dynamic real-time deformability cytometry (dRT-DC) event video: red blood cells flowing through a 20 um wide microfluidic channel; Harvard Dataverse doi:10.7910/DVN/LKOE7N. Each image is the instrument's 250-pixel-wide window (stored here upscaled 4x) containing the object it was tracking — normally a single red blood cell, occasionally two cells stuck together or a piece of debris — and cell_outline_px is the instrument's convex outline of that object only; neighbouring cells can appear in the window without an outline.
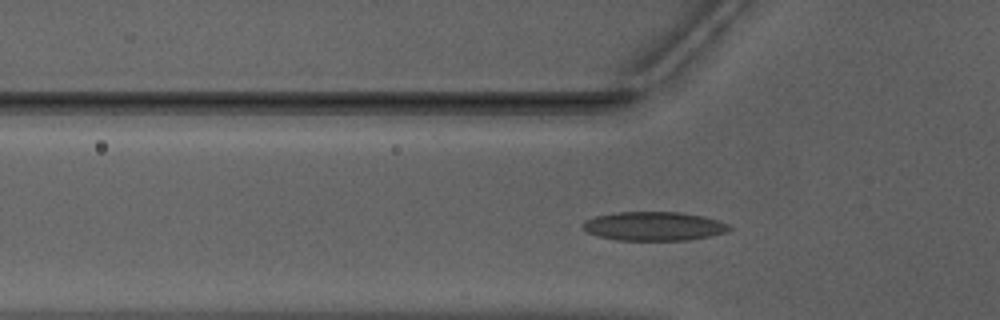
{"species": "Egyptian fruit bat (a non-hibernating species)", "species_latin": "Rousettus aegyptiacus", "temperature_condition": "warm", "stored_images_in_passage": 48, "camera_frame_rate_fps": 3000, "um_per_image_px": 0.085, "animal": {"sex": "male"}, "frame": {"image": 1, "passage_image": 13, "time_ms": 4.0, "image_size_px": [1000, 320], "cell_outline_px": [[732, 228], [728, 232], [688, 240], [616, 240], [596, 236], [580, 228], [580, 224], [584, 220], [596, 216], [616, 212], [680, 212], [704, 216], [728, 224]], "centroid_in_image_um": [55.53, 19.22], "position_along_channel_um": 70.3, "area_um2": 24.85}}
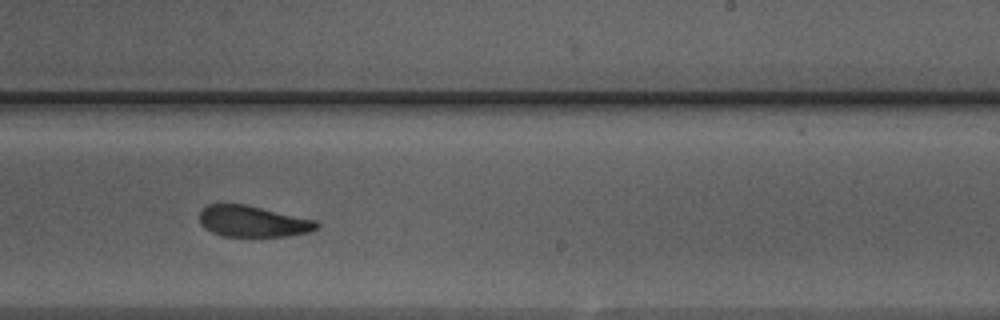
{"frame": {"image": 2, "passage_image": 28, "time_ms": 9.0, "image_size_px": [1000, 320], "cell_outline_px": [[320, 224], [316, 228], [308, 232], [288, 236], [220, 236], [204, 228], [200, 224], [200, 212], [208, 204], [244, 204], [316, 220]], "centroid_in_image_um": [21.47, 18.82], "position_along_channel_um": 267.5, "area_um2": 21.15}}
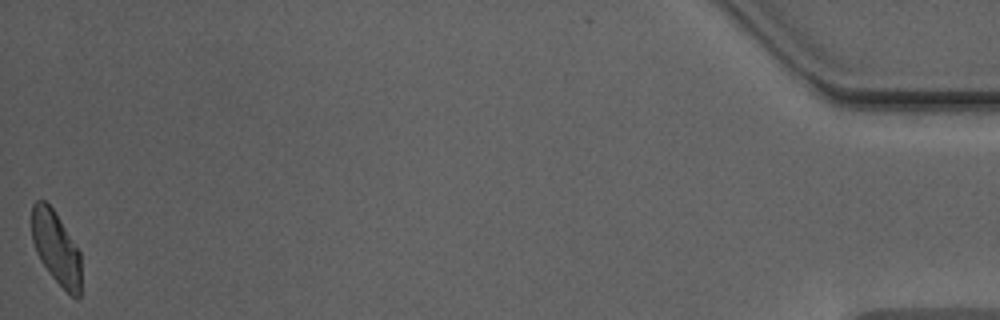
{"frame": {"image": 3, "passage_image": 48, "time_ms": 15.667, "image_size_px": [1000, 320], "cell_outline_px": [[80, 296], [72, 296], [48, 272], [40, 260], [36, 252], [32, 240], [32, 204], [36, 200], [44, 200], [52, 208], [60, 220], [80, 252]], "centroid_in_image_um": [4.74, 21.04], "position_along_channel_um": 430.5, "area_um2": 20.58}, "authors_computed_cell_mechanics": {"area_um2": 22.9177, "velocity_mm_per_s": 3.9486, "shape_relaxation_time_tau1_ms": 4.2698, "shape_relaxation_time_tau2_ms": 3.2049, "deformation_change_tau1": 0.1319, "deformation_change_tau2": 0.0984}}